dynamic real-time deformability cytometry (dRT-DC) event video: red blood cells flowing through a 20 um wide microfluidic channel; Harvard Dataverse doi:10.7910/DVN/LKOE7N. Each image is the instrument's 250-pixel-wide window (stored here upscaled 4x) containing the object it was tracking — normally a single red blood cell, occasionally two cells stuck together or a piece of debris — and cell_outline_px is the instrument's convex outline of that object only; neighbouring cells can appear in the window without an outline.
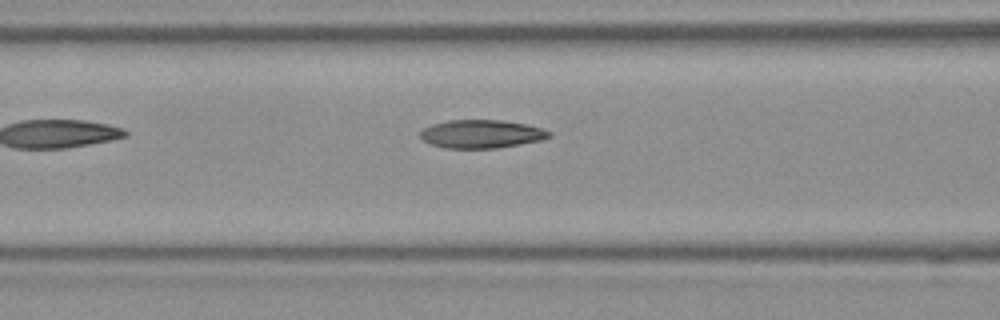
{"species": "Egyptian fruit bat (a non-hibernating species)", "species_latin": "Rousettus aegyptiacus", "temperature_condition": "room temperature", "stored_images_in_passage": 6, "camera_frame_rate_fps": 3000, "um_per_image_px": 0.085, "frame": {"image": 1, "passage_image": 6, "time_ms": 1.667, "image_size_px": [1000, 320], "cell_outline_px": [[552, 136], [540, 140], [520, 144], [496, 148], [444, 148], [428, 144], [420, 136], [420, 132], [424, 128], [432, 124], [448, 120], [500, 120], [524, 124], [540, 128], [552, 132]], "centroid_in_image_um": [40.89, 11.39], "position_along_channel_um": 125.7, "area_um2": 21.15}}